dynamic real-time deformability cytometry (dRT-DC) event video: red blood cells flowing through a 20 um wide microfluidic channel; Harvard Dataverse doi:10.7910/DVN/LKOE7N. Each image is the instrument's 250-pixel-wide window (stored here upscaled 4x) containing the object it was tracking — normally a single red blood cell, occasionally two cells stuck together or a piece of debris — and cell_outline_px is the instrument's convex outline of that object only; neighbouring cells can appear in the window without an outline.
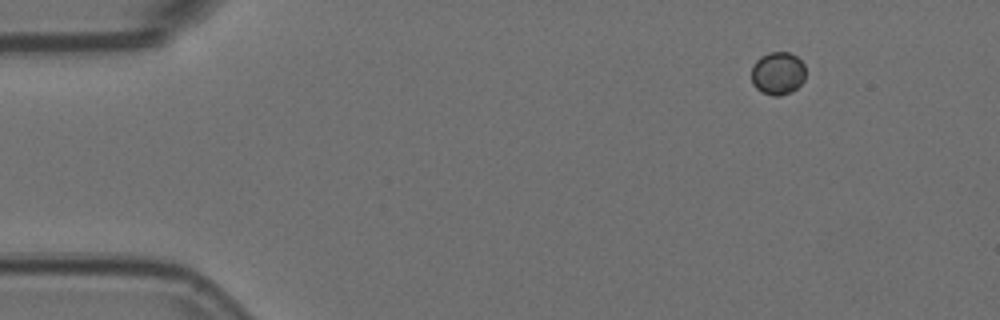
{"species": "Egyptian fruit bat (a non-hibernating species)", "species_latin": "Rousettus aegyptiacus", "temperature_condition": "room temperature", "stored_images_in_passage": 50, "camera_frame_rate_fps": 3000, "um_per_image_px": 0.085, "animal": {"sex": "female"}, "frame": {"image": 1, "passage_image": 1, "time_ms": 0.0, "image_size_px": [1000, 320], "cell_outline_px": [[804, 80], [792, 92], [780, 96], [772, 96], [760, 92], [752, 84], [752, 68], [756, 60], [760, 56], [768, 52], [788, 52], [796, 56], [804, 64]], "centroid_in_image_um": [66.09, 6.24], "position_along_channel_um": 18.9, "area_um2": 13.64}}
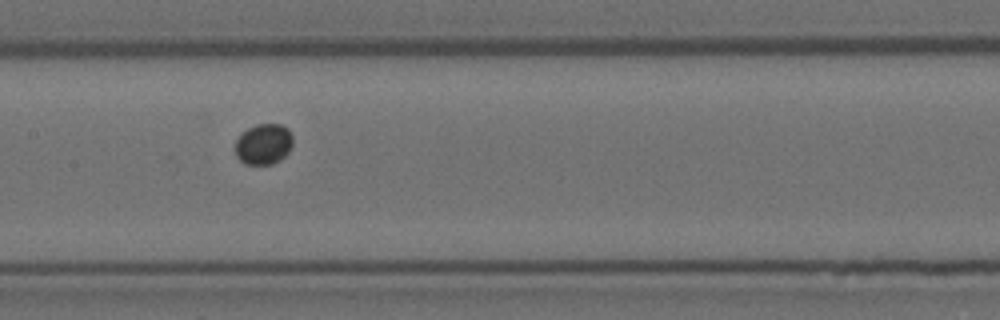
{"frame": {"image": 2, "passage_image": 22, "time_ms": 7.0, "image_size_px": [1000, 320], "cell_outline_px": [[292, 144], [288, 152], [280, 160], [272, 164], [244, 164], [236, 156], [236, 140], [248, 128], [256, 124], [280, 124], [288, 128], [292, 136]], "centroid_in_image_um": [22.41, 12.25], "position_along_channel_um": 185.0, "area_um2": 13.58}}
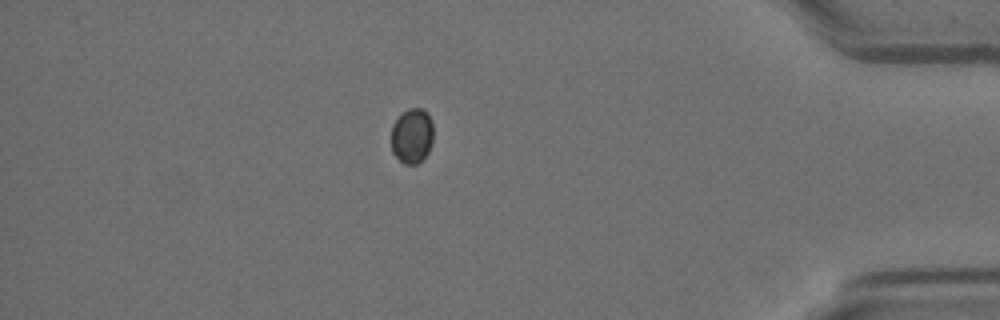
{"frame": {"image": 3, "passage_image": 43, "time_ms": 14.0, "image_size_px": [1000, 320], "cell_outline_px": [[432, 144], [428, 152], [416, 164], [404, 164], [392, 152], [392, 124], [408, 108], [420, 108], [428, 112], [432, 120]], "centroid_in_image_um": [35.03, 11.53], "position_along_channel_um": 400.2, "area_um2": 13.41}}